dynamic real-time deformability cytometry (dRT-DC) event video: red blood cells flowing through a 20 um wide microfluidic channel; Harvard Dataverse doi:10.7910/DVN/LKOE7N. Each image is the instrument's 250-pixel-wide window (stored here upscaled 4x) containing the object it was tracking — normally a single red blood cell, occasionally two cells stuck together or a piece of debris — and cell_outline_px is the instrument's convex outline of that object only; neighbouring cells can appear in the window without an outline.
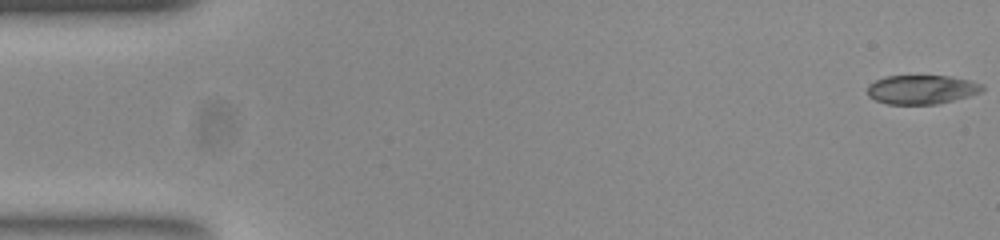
{"species": "common noctule bat (a hibernating species)", "species_latin": "Nyctalus noctula", "temperature_condition": "room temperature", "stored_images_in_passage": 54, "camera_frame_rate_fps": 3000, "um_per_image_px": 0.085, "animal": {"sex": "female", "body_mass_g": 23.0, "forearm_length_mm": 53.4}, "frame": {"image": 1, "passage_image": 1, "time_ms": 0.0, "image_size_px": [1000, 240], "cell_outline_px": [[984, 88], [980, 92], [968, 96], [936, 104], [888, 104], [876, 100], [868, 96], [868, 84], [884, 76], [948, 76], [972, 80], [984, 84]], "centroid_in_image_um": [78.35, 7.6], "position_along_channel_um": 6.7, "area_um2": 19.42}}
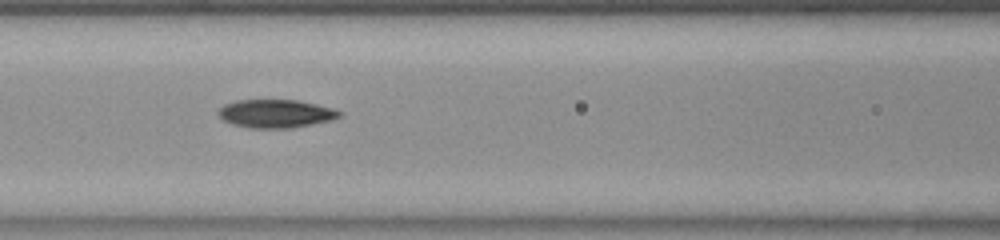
{"frame": {"image": 2, "passage_image": 23, "time_ms": 7.333, "image_size_px": [1000, 240], "cell_outline_px": [[344, 116], [332, 120], [292, 128], [252, 128], [232, 124], [224, 120], [216, 112], [224, 104], [236, 100], [296, 100], [336, 108], [344, 112]], "centroid_in_image_um": [23.5, 9.65], "position_along_channel_um": 143.1, "area_um2": 20.17}}
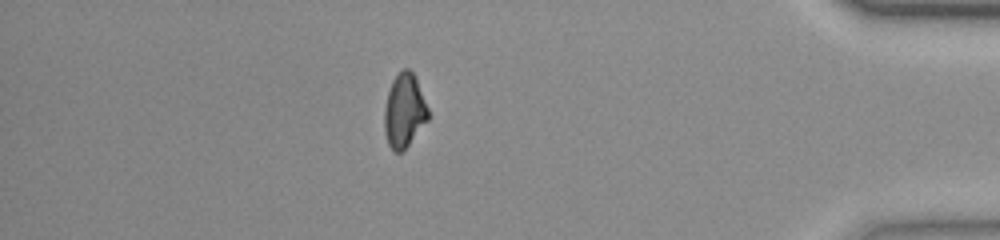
{"frame": {"image": 3, "passage_image": 47, "time_ms": 15.333, "image_size_px": [1000, 240], "cell_outline_px": [[428, 120], [408, 144], [400, 152], [396, 152], [388, 144], [384, 132], [384, 108], [388, 92], [392, 80], [404, 68], [408, 68], [412, 72], [416, 80], [428, 108]], "centroid_in_image_um": [34.34, 9.41], "position_along_channel_um": 400.9, "area_um2": 18.44}, "authors_computed_cell_mechanics": {"area_um2": 19.8254, "velocity_mm_per_s": 3.7754, "shape_relaxation_time_tau1_ms": 3.4558, "shape_relaxation_time_tau2_ms": 3.6385, "deformation_change_tau1": 0.1582, "deformation_change_tau2": 0.0896}}